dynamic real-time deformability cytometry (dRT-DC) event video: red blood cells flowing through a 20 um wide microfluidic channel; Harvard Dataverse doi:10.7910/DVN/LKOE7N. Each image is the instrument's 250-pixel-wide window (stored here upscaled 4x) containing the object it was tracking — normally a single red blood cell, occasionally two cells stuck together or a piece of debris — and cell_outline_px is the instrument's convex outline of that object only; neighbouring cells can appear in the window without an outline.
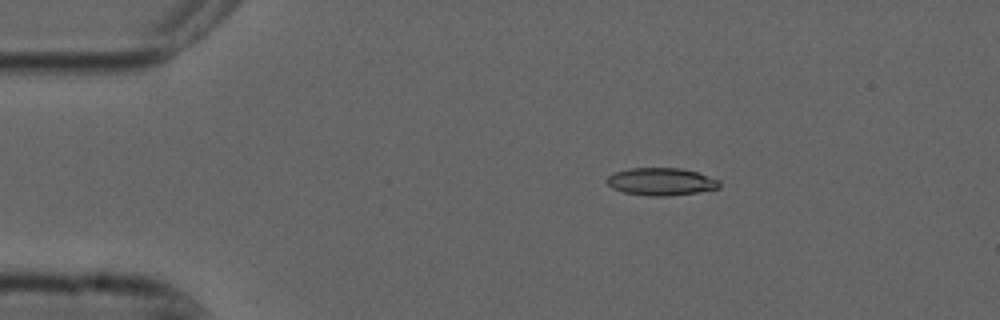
{"species": "common noctule bat (a hibernating species)", "species_latin": "Nyctalus noctula", "temperature_condition": "cold", "stored_images_in_passage": 4, "camera_frame_rate_fps": 3000, "um_per_image_px": 0.085, "animal": {"sex": "male", "forearm_length_mm": 52.5}, "frame": {"image": 1, "passage_image": 1, "time_ms": 0.0, "image_size_px": [1000, 320], "cell_outline_px": [[720, 188], [696, 192], [668, 196], [648, 196], [624, 192], [612, 188], [604, 180], [608, 176], [616, 172], [628, 168], [680, 168], [696, 172], [720, 180]], "centroid_in_image_um": [56.18, 15.44], "position_along_channel_um": 28.8, "area_um2": 18.03}}
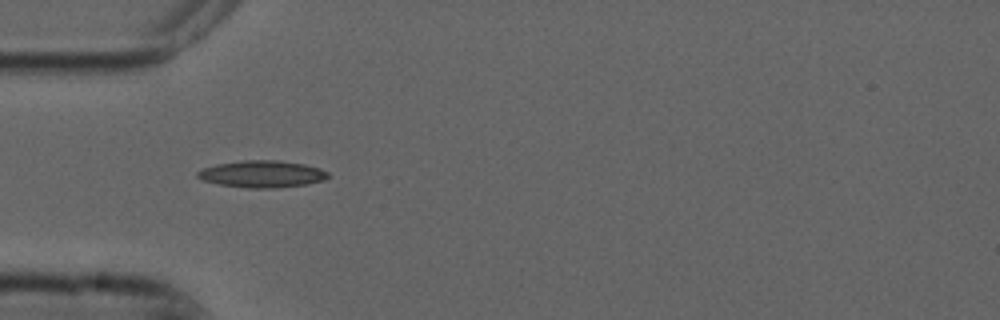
{"frame": {"image": 2, "passage_image": 3, "time_ms": 0.667, "image_size_px": [1000, 320], "cell_outline_px": [[328, 176], [324, 180], [308, 184], [276, 188], [248, 188], [220, 184], [204, 180], [196, 176], [196, 172], [204, 168], [216, 164], [244, 160], [280, 160], [304, 164], [320, 168], [328, 172]], "centroid_in_image_um": [22.3, 14.79], "position_along_channel_um": 62.7, "area_um2": 20.46}}
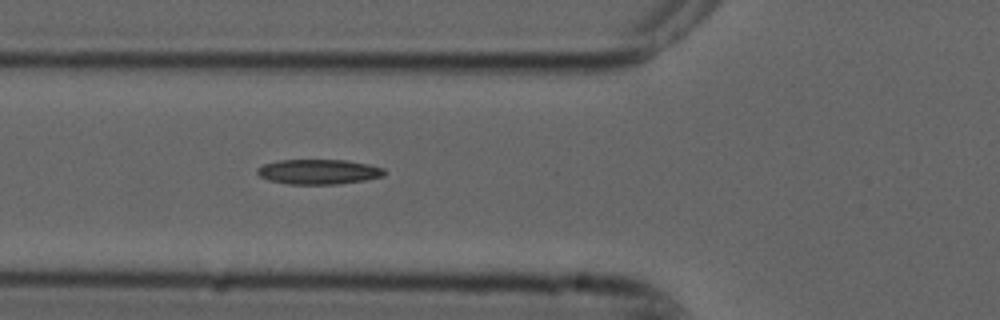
{"frame": {"image": 3, "passage_image": 4, "time_ms": 1.0, "image_size_px": [1000, 320], "cell_outline_px": [[388, 172], [384, 176], [364, 180], [336, 184], [288, 184], [268, 180], [260, 176], [256, 172], [256, 168], [264, 164], [280, 160], [344, 160], [368, 164], [384, 168]], "centroid_in_image_um": [27.09, 14.6], "position_along_channel_um": 98.7, "area_um2": 18.5}}